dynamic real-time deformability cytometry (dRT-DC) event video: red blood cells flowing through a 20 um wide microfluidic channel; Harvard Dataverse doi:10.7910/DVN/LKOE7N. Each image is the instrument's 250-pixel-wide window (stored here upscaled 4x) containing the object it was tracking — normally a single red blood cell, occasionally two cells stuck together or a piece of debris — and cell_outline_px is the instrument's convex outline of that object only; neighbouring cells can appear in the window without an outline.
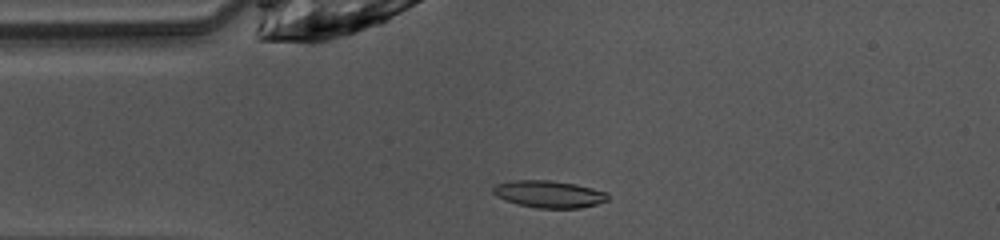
{"species": "common noctule bat (a hibernating species)", "species_latin": "Nyctalus noctula", "temperature_condition": "warm", "stored_images_in_passage": 49, "camera_frame_rate_fps": 3000, "um_per_image_px": 0.085, "animal": {"sex": "female", "body_mass_g": 10.0, "forearm_length_mm": 53.1}, "frame": {"image": 1, "passage_image": 10, "time_ms": 3.0, "image_size_px": [1000, 240], "cell_outline_px": [[608, 200], [596, 204], [580, 208], [536, 208], [504, 200], [496, 196], [492, 192], [492, 188], [496, 184], [512, 180], [552, 180], [576, 184], [608, 192]], "centroid_in_image_um": [46.66, 16.49], "position_along_channel_um": 38.3, "area_um2": 18.21}}
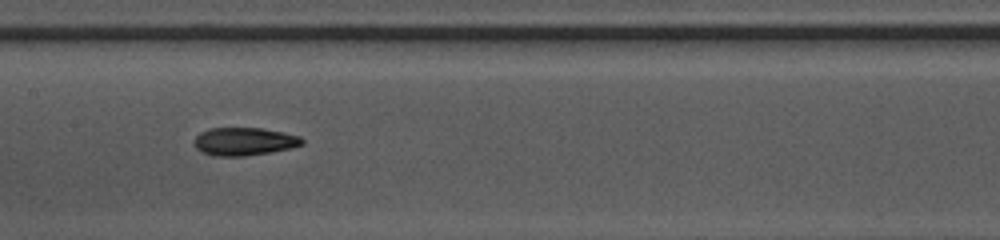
{"frame": {"image": 2, "passage_image": 22, "time_ms": 7.0, "image_size_px": [1000, 240], "cell_outline_px": [[304, 144], [292, 148], [244, 156], [212, 156], [200, 152], [196, 148], [196, 136], [200, 132], [212, 128], [260, 128], [284, 132], [300, 136], [304, 140]], "centroid_in_image_um": [20.78, 12.03], "position_along_channel_um": 186.6, "area_um2": 17.57}}
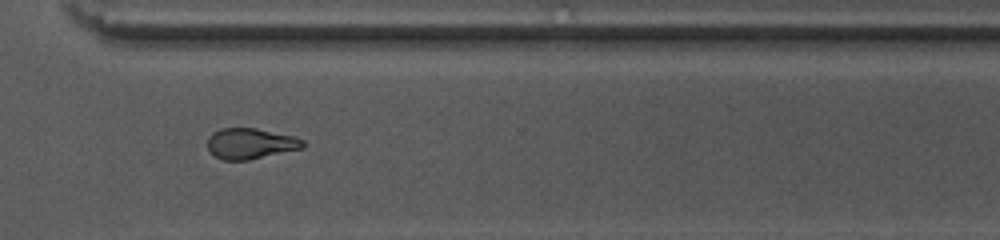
{"frame": {"image": 3, "passage_image": 34, "time_ms": 11.0, "image_size_px": [1000, 240], "cell_outline_px": [[304, 148], [248, 160], [224, 160], [208, 152], [208, 136], [212, 132], [220, 128], [256, 128], [292, 136], [304, 140]], "centroid_in_image_um": [21.26, 12.2], "position_along_channel_um": 349.3, "area_um2": 17.11}}